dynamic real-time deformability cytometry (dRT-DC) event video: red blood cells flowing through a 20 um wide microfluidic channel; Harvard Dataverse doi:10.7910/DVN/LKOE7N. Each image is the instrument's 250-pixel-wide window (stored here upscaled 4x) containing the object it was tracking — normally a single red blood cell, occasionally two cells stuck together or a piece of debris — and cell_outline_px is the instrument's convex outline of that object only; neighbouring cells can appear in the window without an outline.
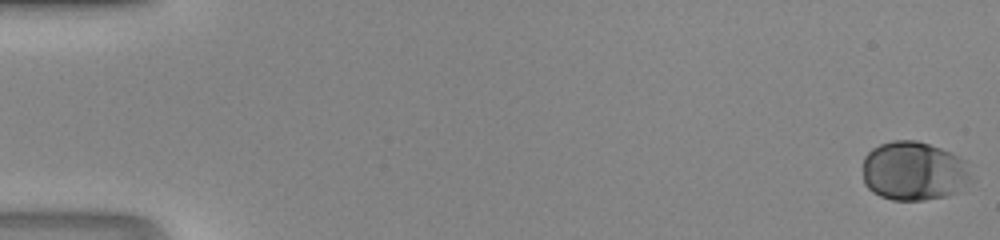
{"species": "human", "species_latin": "Homo sapiens", "temperature_condition": "room temperature", "stored_images_in_passage": 49, "camera_frame_rate_fps": 3000, "um_per_image_px": 0.085, "donor": {"sex": "male"}, "frame": {"image": 1, "passage_image": 1, "time_ms": 0.0, "image_size_px": [1000, 240], "cell_outline_px": [[968, 180], [964, 192], [948, 196], [924, 200], [892, 200], [880, 196], [872, 192], [864, 184], [864, 156], [872, 148], [880, 144], [892, 140], [916, 140], [940, 148], [964, 160], [968, 176]], "centroid_in_image_um": [77.65, 14.56], "position_along_channel_um": 7.4, "area_um2": 37.28}}
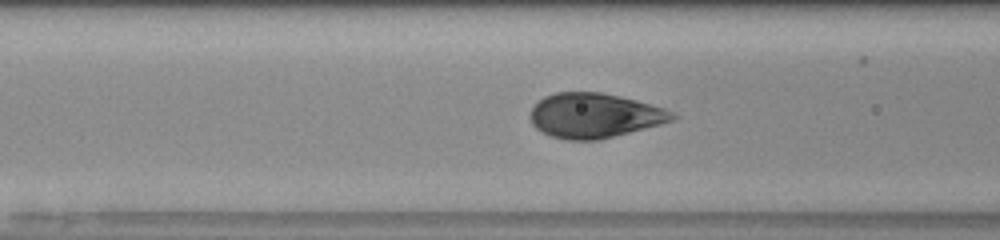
{"frame": {"image": 2, "passage_image": 21, "time_ms": 6.667, "image_size_px": [1000, 240], "cell_outline_px": [[680, 116], [672, 120], [660, 124], [600, 140], [564, 140], [552, 136], [536, 128], [532, 124], [528, 116], [532, 108], [544, 96], [556, 92], [600, 92], [620, 96], [636, 100], [664, 108]], "centroid_in_image_um": [50.51, 9.82], "position_along_channel_um": 116.1, "area_um2": 36.99}}
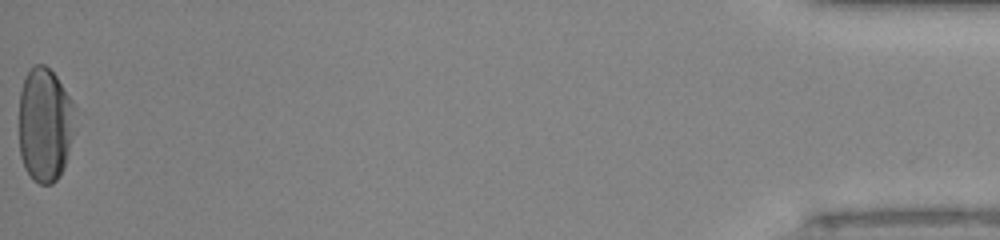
{"frame": {"image": 3, "passage_image": 49, "time_ms": 16.0, "image_size_px": [1000, 240], "cell_outline_px": [[76, 132], [64, 168], [60, 176], [52, 184], [40, 184], [32, 180], [24, 168], [20, 156], [20, 92], [24, 80], [28, 72], [36, 64], [44, 64], [56, 76], [72, 100], [76, 108]], "centroid_in_image_um": [3.86, 10.64], "position_along_channel_um": 431.3, "area_um2": 38.03}}